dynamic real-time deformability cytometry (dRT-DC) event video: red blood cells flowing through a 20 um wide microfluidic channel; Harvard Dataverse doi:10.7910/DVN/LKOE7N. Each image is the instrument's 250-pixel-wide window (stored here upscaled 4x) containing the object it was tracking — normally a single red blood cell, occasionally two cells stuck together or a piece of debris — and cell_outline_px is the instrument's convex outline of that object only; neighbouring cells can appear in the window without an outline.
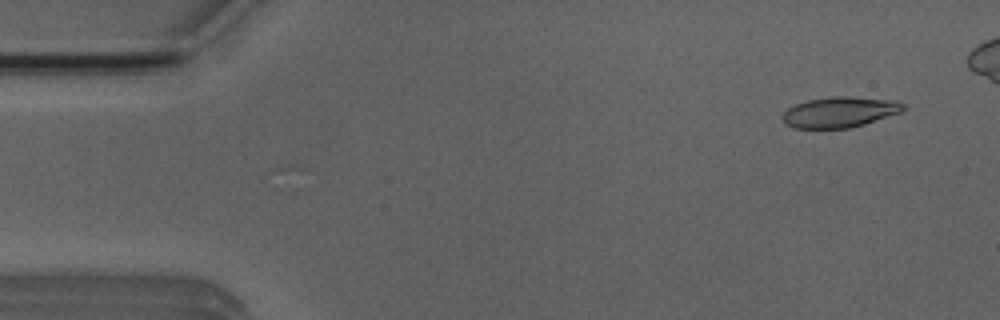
{"species": "Egyptian fruit bat (a non-hibernating species)", "species_latin": "Rousettus aegyptiacus", "temperature_condition": "room temperature", "stored_images_in_passage": 44, "camera_frame_rate_fps": 3000, "um_per_image_px": 0.085, "animal": {"sex": "male"}, "frame": {"image": 1, "passage_image": 2, "time_ms": 0.333, "image_size_px": [1000, 320], "cell_outline_px": [[904, 108], [900, 112], [864, 124], [848, 128], [792, 128], [784, 124], [780, 116], [788, 108], [796, 104], [808, 100], [832, 96], [848, 96], [896, 100], [904, 104]], "centroid_in_image_um": [71.33, 9.53], "position_along_channel_um": 13.7, "area_um2": 21.56}}
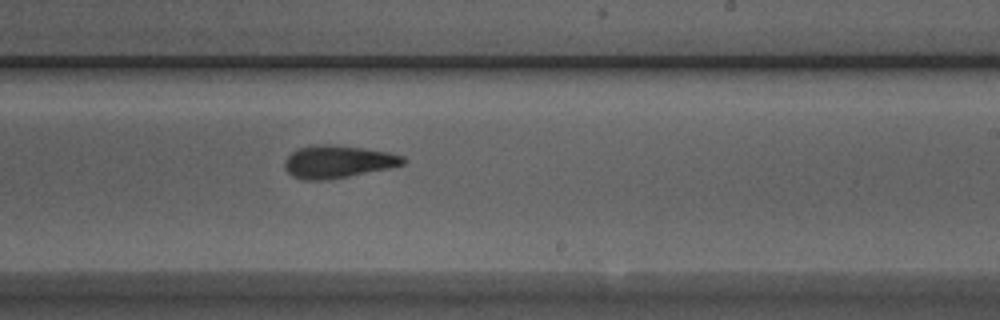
{"frame": {"image": 2, "passage_image": 29, "time_ms": 9.333, "image_size_px": [1000, 320], "cell_outline_px": [[408, 160], [404, 164], [388, 168], [328, 180], [304, 180], [292, 176], [284, 168], [284, 160], [296, 148], [312, 144], [332, 144], [364, 148], [388, 152], [404, 156]], "centroid_in_image_um": [28.69, 13.73], "position_along_channel_um": 260.3, "area_um2": 22.72}}
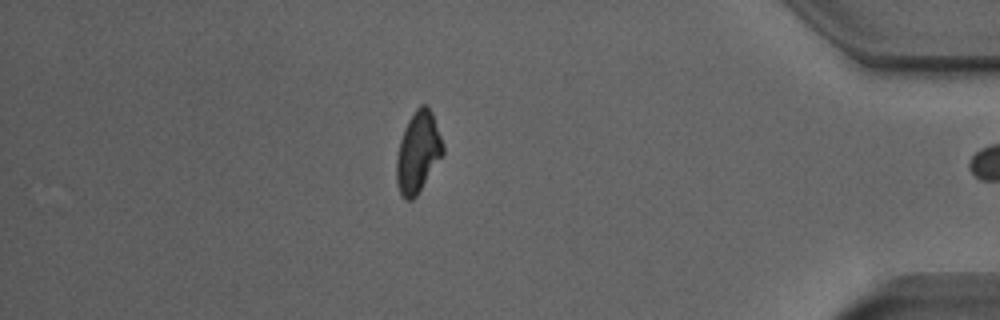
{"frame": {"image": 3, "passage_image": 43, "time_ms": 14.0, "image_size_px": [1000, 320], "cell_outline_px": [[444, 152], [416, 196], [412, 200], [404, 200], [396, 184], [396, 156], [400, 140], [404, 128], [408, 120], [416, 108], [420, 104], [428, 104], [432, 112], [444, 148]], "centroid_in_image_um": [35.5, 12.92], "position_along_channel_um": 399.7, "area_um2": 21.79}, "authors_computed_cell_mechanics": {"area_um2": 22.1952, "velocity_mm_per_s": 3.9173, "shape_relaxation_time_tau1_ms": 7.2273, "shape_relaxation_time_tau2_ms": 5.338, "deformation_change_tau1": 0.1942, "deformation_change_tau2": 0.1374}}